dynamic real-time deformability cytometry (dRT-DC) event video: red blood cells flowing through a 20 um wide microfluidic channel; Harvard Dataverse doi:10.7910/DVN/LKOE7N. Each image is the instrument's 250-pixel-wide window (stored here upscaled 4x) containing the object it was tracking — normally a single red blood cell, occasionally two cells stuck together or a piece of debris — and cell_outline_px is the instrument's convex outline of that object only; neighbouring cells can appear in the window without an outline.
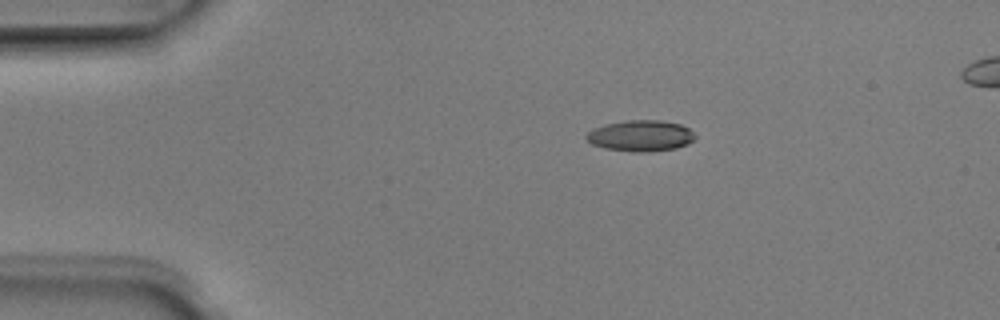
{"species": "Egyptian fruit bat (a non-hibernating species)", "species_latin": "Rousettus aegyptiacus", "temperature_condition": "room temperature", "stored_images_in_passage": 3, "camera_frame_rate_fps": 3000, "um_per_image_px": 0.085, "animal": {"sex": "male"}, "frame": {"image": 1, "passage_image": 1, "time_ms": 0.0, "image_size_px": [1000, 320], "cell_outline_px": [[696, 140], [688, 144], [676, 148], [648, 152], [632, 152], [604, 148], [592, 144], [584, 136], [592, 128], [604, 124], [628, 120], [660, 120], [680, 124], [688, 128], [696, 136]], "centroid_in_image_um": [54.46, 11.54], "position_along_channel_um": 30.5, "area_um2": 19.88}}